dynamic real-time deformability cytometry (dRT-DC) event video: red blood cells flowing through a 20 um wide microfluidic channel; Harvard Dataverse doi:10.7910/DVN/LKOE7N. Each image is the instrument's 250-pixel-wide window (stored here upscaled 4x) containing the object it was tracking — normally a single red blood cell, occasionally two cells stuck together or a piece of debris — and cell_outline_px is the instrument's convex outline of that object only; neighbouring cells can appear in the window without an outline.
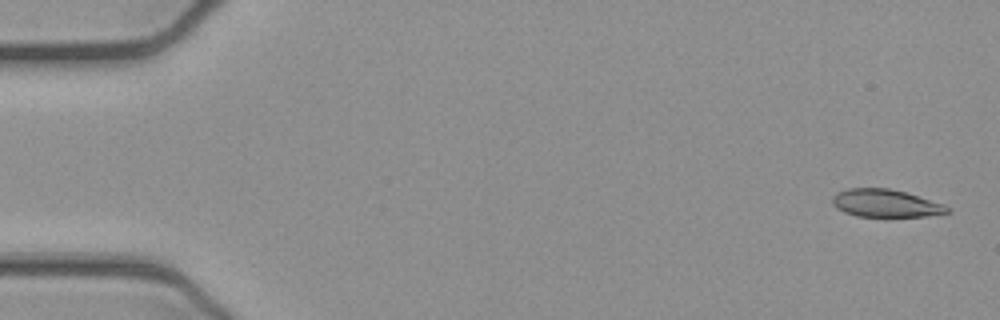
{"species": "common noctule bat (a hibernating species)", "species_latin": "Nyctalus noctula", "temperature_condition": "cold", "stored_images_in_passage": 52, "camera_frame_rate_fps": 3000, "um_per_image_px": 0.085, "animal": {"sex": "female", "body_mass_g": 21.9}, "frame": {"image": 1, "passage_image": 2, "time_ms": 0.333, "image_size_px": [1000, 320], "cell_outline_px": [[952, 212], [928, 216], [888, 220], [856, 216], [844, 212], [836, 208], [832, 204], [832, 196], [836, 192], [848, 188], [888, 188], [904, 192], [944, 204], [952, 208]], "centroid_in_image_um": [75.29, 17.34], "position_along_channel_um": 9.7, "area_um2": 19.65}}
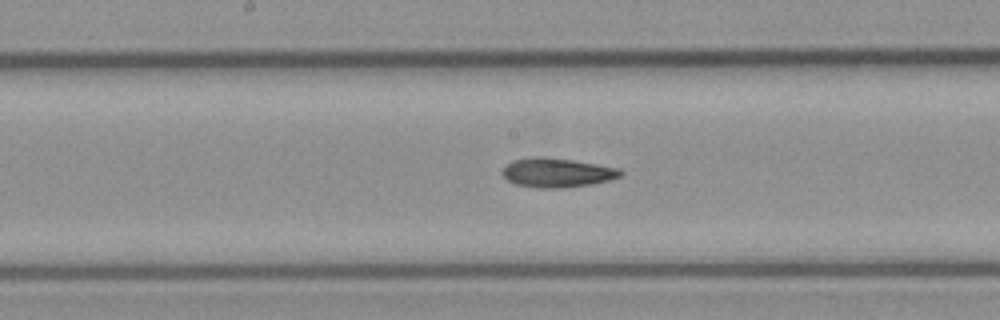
{"frame": {"image": 2, "passage_image": 27, "time_ms": 8.667, "image_size_px": [1000, 320], "cell_outline_px": [[624, 172], [620, 176], [608, 180], [592, 184], [556, 188], [536, 188], [516, 184], [508, 180], [500, 172], [512, 160], [536, 156], [544, 156], [572, 160], [620, 168]], "centroid_in_image_um": [47.34, 14.67], "position_along_channel_um": 200.9, "area_um2": 20.06}}
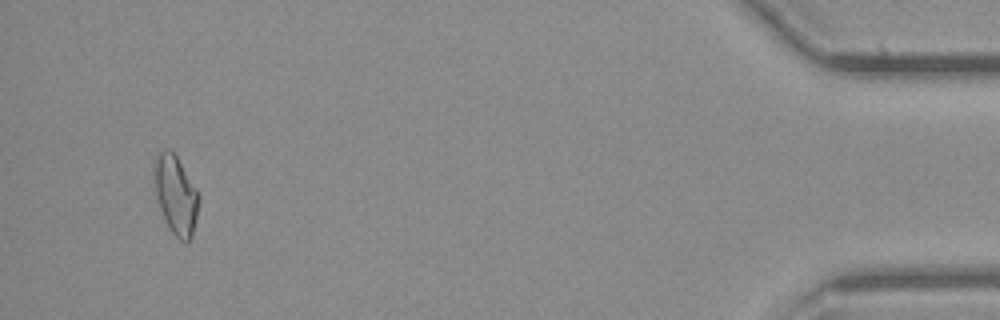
{"frame": {"image": 3, "passage_image": 50, "time_ms": 16.333, "image_size_px": [1000, 320], "cell_outline_px": [[200, 200], [192, 236], [188, 240], [180, 240], [168, 228], [160, 208], [156, 196], [152, 176], [152, 164], [156, 156], [164, 148], [168, 148], [176, 156], [196, 188], [200, 196]], "centroid_in_image_um": [14.91, 16.52], "position_along_channel_um": 420.3, "area_um2": 20.58}, "authors_computed_cell_mechanics": {"area_um2": 19.7676, "velocity_mm_per_s": 3.9109, "shape_relaxation_time_tau1_ms": 4.6971, "shape_relaxation_time_tau2_ms": 4.7516, "deformation_change_tau1": 0.1501, "deformation_change_tau2": 0.1326}}